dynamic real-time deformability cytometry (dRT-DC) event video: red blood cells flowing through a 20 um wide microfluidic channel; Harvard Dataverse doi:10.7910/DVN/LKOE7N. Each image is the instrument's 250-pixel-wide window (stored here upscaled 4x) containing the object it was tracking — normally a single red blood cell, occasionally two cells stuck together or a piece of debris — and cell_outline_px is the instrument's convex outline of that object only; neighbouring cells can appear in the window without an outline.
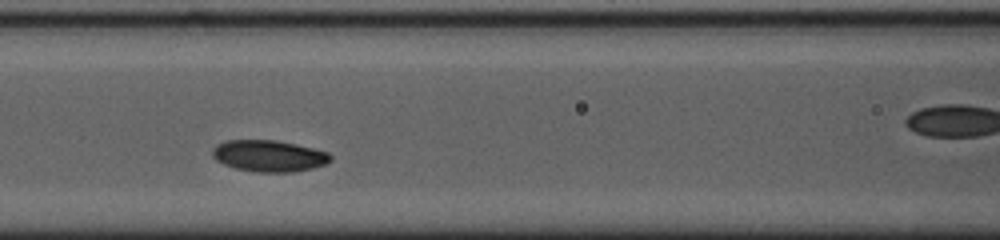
{"species": "common noctule bat (a hibernating species)", "species_latin": "Nyctalus noctula", "temperature_condition": "cold", "stored_images_in_passage": 32, "camera_frame_rate_fps": 3000, "um_per_image_px": 0.085, "animal": {"sex": "female", "body_mass_g": 23.0, "forearm_length_mm": 53.4}, "frame": {"image": 1, "passage_image": 10, "time_ms": 3.0, "image_size_px": [1000, 240], "cell_outline_px": [[332, 160], [324, 164], [312, 168], [292, 172], [256, 172], [236, 168], [224, 164], [216, 160], [212, 156], [212, 148], [216, 144], [228, 140], [276, 140], [296, 144], [328, 152], [332, 156]], "centroid_in_image_um": [22.84, 13.24], "position_along_channel_um": 143.8, "area_um2": 21.68}}
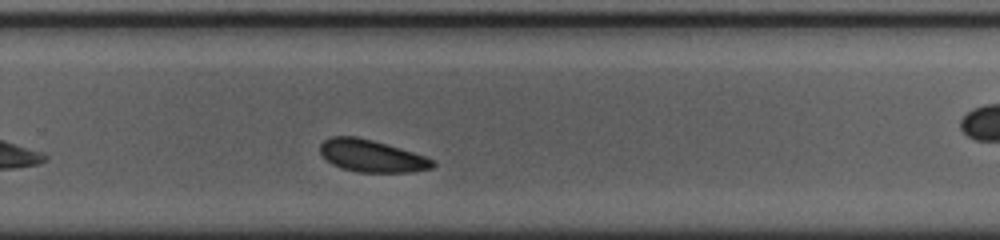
{"frame": {"image": 2, "passage_image": 23, "time_ms": 7.333, "image_size_px": [1000, 240], "cell_outline_px": [[436, 164], [432, 168], [412, 172], [356, 172], [340, 168], [332, 164], [320, 152], [320, 144], [324, 140], [332, 136], [356, 136], [372, 140], [400, 148], [424, 156], [432, 160]], "centroid_in_image_um": [31.57, 13.26], "position_along_channel_um": 298.2, "area_um2": 20.98}}